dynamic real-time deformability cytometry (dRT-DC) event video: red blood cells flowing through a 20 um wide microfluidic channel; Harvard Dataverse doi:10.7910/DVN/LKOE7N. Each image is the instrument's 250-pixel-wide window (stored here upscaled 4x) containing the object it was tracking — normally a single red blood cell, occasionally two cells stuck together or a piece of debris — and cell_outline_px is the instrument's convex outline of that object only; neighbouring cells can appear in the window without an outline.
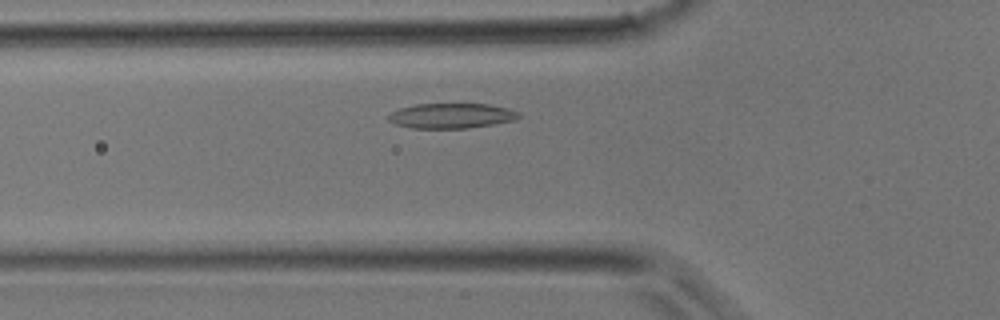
{"species": "common noctule bat (a hibernating species)", "species_latin": "Nyctalus noctula", "temperature_condition": "room temperature", "stored_images_in_passage": 27, "camera_frame_rate_fps": 3000, "um_per_image_px": 0.085, "animal": {"sex": "male", "body_mass_g": 17.9}, "frame": {"image": 1, "passage_image": 6, "time_ms": 1.667, "image_size_px": [1000, 320], "cell_outline_px": [[520, 116], [516, 120], [468, 128], [412, 128], [396, 124], [388, 120], [388, 116], [392, 112], [400, 108], [416, 104], [488, 104], [508, 108], [520, 112]], "centroid_in_image_um": [38.39, 9.84], "position_along_channel_um": 87.4, "area_um2": 18.96}}
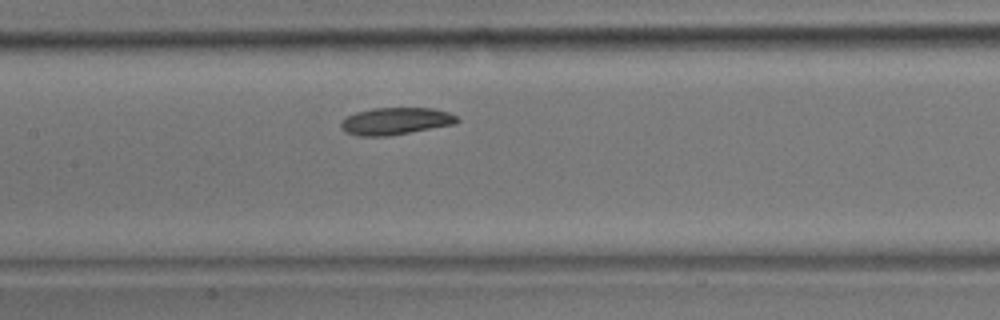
{"frame": {"image": 2, "passage_image": 11, "time_ms": 3.333, "image_size_px": [1000, 320], "cell_outline_px": [[460, 120], [456, 124], [388, 136], [356, 136], [344, 132], [340, 128], [340, 124], [348, 116], [356, 112], [372, 108], [432, 108], [448, 112], [456, 116]], "centroid_in_image_um": [33.62, 10.3], "position_along_channel_um": 173.8, "area_um2": 18.44}}
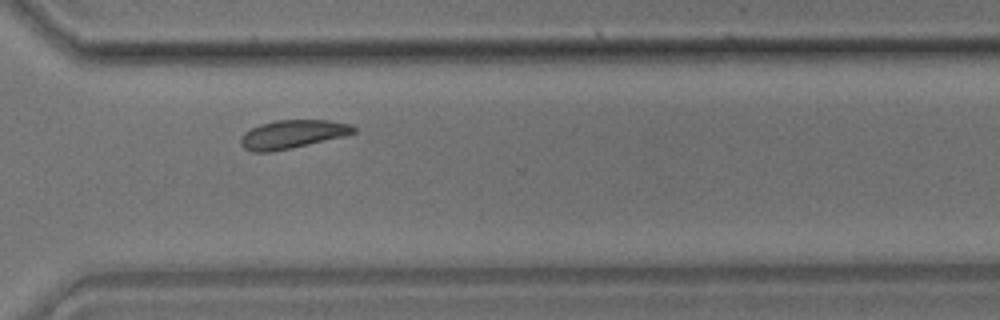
{"frame": {"image": 3, "passage_image": 21, "time_ms": 6.667, "image_size_px": [1000, 320], "cell_outline_px": [[356, 132], [344, 136], [292, 148], [272, 152], [252, 152], [244, 148], [240, 144], [240, 140], [244, 132], [260, 124], [276, 120], [332, 120], [352, 124], [356, 128]], "centroid_in_image_um": [24.87, 11.41], "position_along_channel_um": 345.7, "area_um2": 18.84}}